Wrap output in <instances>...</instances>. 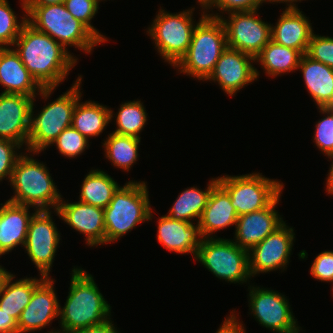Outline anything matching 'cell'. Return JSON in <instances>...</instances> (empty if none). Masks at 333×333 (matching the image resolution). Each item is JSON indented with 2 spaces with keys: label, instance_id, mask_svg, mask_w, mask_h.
Listing matches in <instances>:
<instances>
[{
  "label": "cell",
  "instance_id": "5b68a950",
  "mask_svg": "<svg viewBox=\"0 0 333 333\" xmlns=\"http://www.w3.org/2000/svg\"><path fill=\"white\" fill-rule=\"evenodd\" d=\"M147 182L130 180L120 186L104 209L105 244L120 240L153 218Z\"/></svg>",
  "mask_w": 333,
  "mask_h": 333
},
{
  "label": "cell",
  "instance_id": "277c9868",
  "mask_svg": "<svg viewBox=\"0 0 333 333\" xmlns=\"http://www.w3.org/2000/svg\"><path fill=\"white\" fill-rule=\"evenodd\" d=\"M26 152L32 153L31 155ZM22 152L13 169L10 186L14 195L9 201L37 210H55L58 208L62 195L55 185L45 163L34 159L40 152Z\"/></svg>",
  "mask_w": 333,
  "mask_h": 333
},
{
  "label": "cell",
  "instance_id": "7402d4cb",
  "mask_svg": "<svg viewBox=\"0 0 333 333\" xmlns=\"http://www.w3.org/2000/svg\"><path fill=\"white\" fill-rule=\"evenodd\" d=\"M311 24L299 8H285L275 26L271 24V40L306 54L314 33Z\"/></svg>",
  "mask_w": 333,
  "mask_h": 333
},
{
  "label": "cell",
  "instance_id": "4316f807",
  "mask_svg": "<svg viewBox=\"0 0 333 333\" xmlns=\"http://www.w3.org/2000/svg\"><path fill=\"white\" fill-rule=\"evenodd\" d=\"M45 276L25 277L14 280L11 274L6 280L0 296V309L18 321L21 312L29 304L34 289L45 279Z\"/></svg>",
  "mask_w": 333,
  "mask_h": 333
},
{
  "label": "cell",
  "instance_id": "7a4b0ae2",
  "mask_svg": "<svg viewBox=\"0 0 333 333\" xmlns=\"http://www.w3.org/2000/svg\"><path fill=\"white\" fill-rule=\"evenodd\" d=\"M70 287L64 307L59 308V330L47 333H72L99 325L110 319L111 306L99 291L94 277L80 267H73Z\"/></svg>",
  "mask_w": 333,
  "mask_h": 333
},
{
  "label": "cell",
  "instance_id": "52a82bcc",
  "mask_svg": "<svg viewBox=\"0 0 333 333\" xmlns=\"http://www.w3.org/2000/svg\"><path fill=\"white\" fill-rule=\"evenodd\" d=\"M81 84L82 76L78 75L69 90L47 105L45 104L37 115L34 114V101H36L34 98L31 107L27 151L41 153L52 145L63 130L72 126L74 108L82 97Z\"/></svg>",
  "mask_w": 333,
  "mask_h": 333
},
{
  "label": "cell",
  "instance_id": "5bb4252c",
  "mask_svg": "<svg viewBox=\"0 0 333 333\" xmlns=\"http://www.w3.org/2000/svg\"><path fill=\"white\" fill-rule=\"evenodd\" d=\"M286 221L262 242L248 252L249 273L251 278L260 273L275 270H286L289 265L293 242L294 228L286 225Z\"/></svg>",
  "mask_w": 333,
  "mask_h": 333
},
{
  "label": "cell",
  "instance_id": "e575fe53",
  "mask_svg": "<svg viewBox=\"0 0 333 333\" xmlns=\"http://www.w3.org/2000/svg\"><path fill=\"white\" fill-rule=\"evenodd\" d=\"M100 0H64L66 9L72 16L82 22L102 43L108 41V38L99 33L91 20L98 13Z\"/></svg>",
  "mask_w": 333,
  "mask_h": 333
},
{
  "label": "cell",
  "instance_id": "cb8c5ba5",
  "mask_svg": "<svg viewBox=\"0 0 333 333\" xmlns=\"http://www.w3.org/2000/svg\"><path fill=\"white\" fill-rule=\"evenodd\" d=\"M238 215L231 204L230 195L218 183L209 196L206 207L199 220V230L202 238H215V232L227 227H236Z\"/></svg>",
  "mask_w": 333,
  "mask_h": 333
},
{
  "label": "cell",
  "instance_id": "d6986e66",
  "mask_svg": "<svg viewBox=\"0 0 333 333\" xmlns=\"http://www.w3.org/2000/svg\"><path fill=\"white\" fill-rule=\"evenodd\" d=\"M0 86L4 88L2 93L31 97L40 95L45 101L56 90V88H43L24 66L19 54L11 47L0 48Z\"/></svg>",
  "mask_w": 333,
  "mask_h": 333
},
{
  "label": "cell",
  "instance_id": "6da1fadb",
  "mask_svg": "<svg viewBox=\"0 0 333 333\" xmlns=\"http://www.w3.org/2000/svg\"><path fill=\"white\" fill-rule=\"evenodd\" d=\"M13 48L43 88L58 87L77 65L78 58L74 54L28 22L23 26Z\"/></svg>",
  "mask_w": 333,
  "mask_h": 333
},
{
  "label": "cell",
  "instance_id": "d590c367",
  "mask_svg": "<svg viewBox=\"0 0 333 333\" xmlns=\"http://www.w3.org/2000/svg\"><path fill=\"white\" fill-rule=\"evenodd\" d=\"M57 147L59 153L67 158H75L89 148V139L81 135L73 126L63 130L51 146Z\"/></svg>",
  "mask_w": 333,
  "mask_h": 333
},
{
  "label": "cell",
  "instance_id": "60d3db41",
  "mask_svg": "<svg viewBox=\"0 0 333 333\" xmlns=\"http://www.w3.org/2000/svg\"><path fill=\"white\" fill-rule=\"evenodd\" d=\"M236 309L230 311V315L225 317V320L220 325L216 333H246V329L239 318V314H236ZM238 316V317H237ZM239 320V321H238Z\"/></svg>",
  "mask_w": 333,
  "mask_h": 333
},
{
  "label": "cell",
  "instance_id": "8d00e7d4",
  "mask_svg": "<svg viewBox=\"0 0 333 333\" xmlns=\"http://www.w3.org/2000/svg\"><path fill=\"white\" fill-rule=\"evenodd\" d=\"M266 2L270 3V0H204L203 5L207 15L215 18H222L223 15H225L224 13L227 14L236 11H250L259 9L260 6ZM214 8L221 12L214 13ZM209 10L212 11V13H210Z\"/></svg>",
  "mask_w": 333,
  "mask_h": 333
},
{
  "label": "cell",
  "instance_id": "b9f144b4",
  "mask_svg": "<svg viewBox=\"0 0 333 333\" xmlns=\"http://www.w3.org/2000/svg\"><path fill=\"white\" fill-rule=\"evenodd\" d=\"M72 333H119V331L110 318L99 325L82 328Z\"/></svg>",
  "mask_w": 333,
  "mask_h": 333
},
{
  "label": "cell",
  "instance_id": "ee69618b",
  "mask_svg": "<svg viewBox=\"0 0 333 333\" xmlns=\"http://www.w3.org/2000/svg\"><path fill=\"white\" fill-rule=\"evenodd\" d=\"M64 0H20L21 10L26 13L25 6H46L63 3Z\"/></svg>",
  "mask_w": 333,
  "mask_h": 333
},
{
  "label": "cell",
  "instance_id": "f6af8a7d",
  "mask_svg": "<svg viewBox=\"0 0 333 333\" xmlns=\"http://www.w3.org/2000/svg\"><path fill=\"white\" fill-rule=\"evenodd\" d=\"M329 159H332V164L331 167L329 168V173L327 174L328 176L326 177V188L325 191H327V194H330L333 196V156H331Z\"/></svg>",
  "mask_w": 333,
  "mask_h": 333
},
{
  "label": "cell",
  "instance_id": "9c48e42d",
  "mask_svg": "<svg viewBox=\"0 0 333 333\" xmlns=\"http://www.w3.org/2000/svg\"><path fill=\"white\" fill-rule=\"evenodd\" d=\"M195 259L227 283L246 284L251 280L248 251L239 248L232 239L202 238Z\"/></svg>",
  "mask_w": 333,
  "mask_h": 333
},
{
  "label": "cell",
  "instance_id": "8fae6325",
  "mask_svg": "<svg viewBox=\"0 0 333 333\" xmlns=\"http://www.w3.org/2000/svg\"><path fill=\"white\" fill-rule=\"evenodd\" d=\"M248 290L249 314H253L261 326L276 333H300L302 329L298 326L287 296L255 285H249Z\"/></svg>",
  "mask_w": 333,
  "mask_h": 333
},
{
  "label": "cell",
  "instance_id": "30bf717a",
  "mask_svg": "<svg viewBox=\"0 0 333 333\" xmlns=\"http://www.w3.org/2000/svg\"><path fill=\"white\" fill-rule=\"evenodd\" d=\"M218 183L228 192L239 216L267 207L284 188L283 182L262 173L218 176Z\"/></svg>",
  "mask_w": 333,
  "mask_h": 333
},
{
  "label": "cell",
  "instance_id": "74e56055",
  "mask_svg": "<svg viewBox=\"0 0 333 333\" xmlns=\"http://www.w3.org/2000/svg\"><path fill=\"white\" fill-rule=\"evenodd\" d=\"M306 55L333 68V37L313 33Z\"/></svg>",
  "mask_w": 333,
  "mask_h": 333
},
{
  "label": "cell",
  "instance_id": "7c38bea8",
  "mask_svg": "<svg viewBox=\"0 0 333 333\" xmlns=\"http://www.w3.org/2000/svg\"><path fill=\"white\" fill-rule=\"evenodd\" d=\"M258 10L230 12L226 14L228 17L220 18L226 29L228 47L254 58L271 40V23L263 21Z\"/></svg>",
  "mask_w": 333,
  "mask_h": 333
},
{
  "label": "cell",
  "instance_id": "8992f818",
  "mask_svg": "<svg viewBox=\"0 0 333 333\" xmlns=\"http://www.w3.org/2000/svg\"><path fill=\"white\" fill-rule=\"evenodd\" d=\"M27 22L37 31L49 35L66 47L90 53L102 42L66 9L64 3L46 6H25Z\"/></svg>",
  "mask_w": 333,
  "mask_h": 333
},
{
  "label": "cell",
  "instance_id": "7bdbcfd3",
  "mask_svg": "<svg viewBox=\"0 0 333 333\" xmlns=\"http://www.w3.org/2000/svg\"><path fill=\"white\" fill-rule=\"evenodd\" d=\"M0 333H18L17 321L0 309Z\"/></svg>",
  "mask_w": 333,
  "mask_h": 333
},
{
  "label": "cell",
  "instance_id": "ba28073f",
  "mask_svg": "<svg viewBox=\"0 0 333 333\" xmlns=\"http://www.w3.org/2000/svg\"><path fill=\"white\" fill-rule=\"evenodd\" d=\"M161 8L146 32L155 43L157 53L174 67L190 46L196 26L193 19L195 7L176 14Z\"/></svg>",
  "mask_w": 333,
  "mask_h": 333
},
{
  "label": "cell",
  "instance_id": "f546056e",
  "mask_svg": "<svg viewBox=\"0 0 333 333\" xmlns=\"http://www.w3.org/2000/svg\"><path fill=\"white\" fill-rule=\"evenodd\" d=\"M120 185L105 171L91 169L79 192V201L105 209Z\"/></svg>",
  "mask_w": 333,
  "mask_h": 333
},
{
  "label": "cell",
  "instance_id": "ffe728a7",
  "mask_svg": "<svg viewBox=\"0 0 333 333\" xmlns=\"http://www.w3.org/2000/svg\"><path fill=\"white\" fill-rule=\"evenodd\" d=\"M36 97L0 93V139L25 146L30 131L31 107Z\"/></svg>",
  "mask_w": 333,
  "mask_h": 333
},
{
  "label": "cell",
  "instance_id": "603a6c76",
  "mask_svg": "<svg viewBox=\"0 0 333 333\" xmlns=\"http://www.w3.org/2000/svg\"><path fill=\"white\" fill-rule=\"evenodd\" d=\"M30 206L7 200L0 204V257L14 248L24 247L30 220Z\"/></svg>",
  "mask_w": 333,
  "mask_h": 333
},
{
  "label": "cell",
  "instance_id": "7dc6e473",
  "mask_svg": "<svg viewBox=\"0 0 333 333\" xmlns=\"http://www.w3.org/2000/svg\"><path fill=\"white\" fill-rule=\"evenodd\" d=\"M303 0H270V3H286L285 8H298L296 2H301Z\"/></svg>",
  "mask_w": 333,
  "mask_h": 333
},
{
  "label": "cell",
  "instance_id": "f35d334b",
  "mask_svg": "<svg viewBox=\"0 0 333 333\" xmlns=\"http://www.w3.org/2000/svg\"><path fill=\"white\" fill-rule=\"evenodd\" d=\"M20 148L22 147L14 141L0 139V182L3 179L11 181L15 163L22 153Z\"/></svg>",
  "mask_w": 333,
  "mask_h": 333
},
{
  "label": "cell",
  "instance_id": "ab89813d",
  "mask_svg": "<svg viewBox=\"0 0 333 333\" xmlns=\"http://www.w3.org/2000/svg\"><path fill=\"white\" fill-rule=\"evenodd\" d=\"M309 272L316 280L333 284V251L319 253L312 262Z\"/></svg>",
  "mask_w": 333,
  "mask_h": 333
},
{
  "label": "cell",
  "instance_id": "bcb514c9",
  "mask_svg": "<svg viewBox=\"0 0 333 333\" xmlns=\"http://www.w3.org/2000/svg\"><path fill=\"white\" fill-rule=\"evenodd\" d=\"M12 273L7 271L2 265H0V296L3 290V286Z\"/></svg>",
  "mask_w": 333,
  "mask_h": 333
},
{
  "label": "cell",
  "instance_id": "4fadbf2b",
  "mask_svg": "<svg viewBox=\"0 0 333 333\" xmlns=\"http://www.w3.org/2000/svg\"><path fill=\"white\" fill-rule=\"evenodd\" d=\"M52 210H37L32 216L24 245L25 253L39 271L50 277V271L62 236L51 215ZM27 251V252H26Z\"/></svg>",
  "mask_w": 333,
  "mask_h": 333
},
{
  "label": "cell",
  "instance_id": "836d02e7",
  "mask_svg": "<svg viewBox=\"0 0 333 333\" xmlns=\"http://www.w3.org/2000/svg\"><path fill=\"white\" fill-rule=\"evenodd\" d=\"M323 118L316 122L314 132L315 146L324 156H333V107H318Z\"/></svg>",
  "mask_w": 333,
  "mask_h": 333
},
{
  "label": "cell",
  "instance_id": "3957f363",
  "mask_svg": "<svg viewBox=\"0 0 333 333\" xmlns=\"http://www.w3.org/2000/svg\"><path fill=\"white\" fill-rule=\"evenodd\" d=\"M197 3L202 8L201 17L196 22L186 54L174 68L196 81H205L228 47L227 35L222 20L207 15L202 1L197 0Z\"/></svg>",
  "mask_w": 333,
  "mask_h": 333
},
{
  "label": "cell",
  "instance_id": "4dcf8cb0",
  "mask_svg": "<svg viewBox=\"0 0 333 333\" xmlns=\"http://www.w3.org/2000/svg\"><path fill=\"white\" fill-rule=\"evenodd\" d=\"M103 141L106 159L114 167L125 170L124 172L130 171L139 157L138 149L141 139L111 132Z\"/></svg>",
  "mask_w": 333,
  "mask_h": 333
},
{
  "label": "cell",
  "instance_id": "9a60e30c",
  "mask_svg": "<svg viewBox=\"0 0 333 333\" xmlns=\"http://www.w3.org/2000/svg\"><path fill=\"white\" fill-rule=\"evenodd\" d=\"M254 62V57L227 47L205 81L217 82L226 95L236 96L245 85L258 80L260 71L252 64Z\"/></svg>",
  "mask_w": 333,
  "mask_h": 333
},
{
  "label": "cell",
  "instance_id": "44dd1931",
  "mask_svg": "<svg viewBox=\"0 0 333 333\" xmlns=\"http://www.w3.org/2000/svg\"><path fill=\"white\" fill-rule=\"evenodd\" d=\"M157 220V241L161 246L170 252L193 254L195 259L202 240L199 223L177 221L167 215Z\"/></svg>",
  "mask_w": 333,
  "mask_h": 333
},
{
  "label": "cell",
  "instance_id": "484cf974",
  "mask_svg": "<svg viewBox=\"0 0 333 333\" xmlns=\"http://www.w3.org/2000/svg\"><path fill=\"white\" fill-rule=\"evenodd\" d=\"M217 184L218 179L212 178L205 191L197 186L187 187L178 195L166 215L177 221L193 223L195 220L199 223L212 189Z\"/></svg>",
  "mask_w": 333,
  "mask_h": 333
},
{
  "label": "cell",
  "instance_id": "d6a6232c",
  "mask_svg": "<svg viewBox=\"0 0 333 333\" xmlns=\"http://www.w3.org/2000/svg\"><path fill=\"white\" fill-rule=\"evenodd\" d=\"M8 0H0V48L12 47L27 23V13L18 20Z\"/></svg>",
  "mask_w": 333,
  "mask_h": 333
},
{
  "label": "cell",
  "instance_id": "e0dca14e",
  "mask_svg": "<svg viewBox=\"0 0 333 333\" xmlns=\"http://www.w3.org/2000/svg\"><path fill=\"white\" fill-rule=\"evenodd\" d=\"M53 212L72 229L83 234L87 246L105 244L104 209L80 201L65 202L62 198Z\"/></svg>",
  "mask_w": 333,
  "mask_h": 333
},
{
  "label": "cell",
  "instance_id": "f1b7e54d",
  "mask_svg": "<svg viewBox=\"0 0 333 333\" xmlns=\"http://www.w3.org/2000/svg\"><path fill=\"white\" fill-rule=\"evenodd\" d=\"M303 54L296 49L277 44L270 40L255 58L268 77L282 76V74L297 71Z\"/></svg>",
  "mask_w": 333,
  "mask_h": 333
},
{
  "label": "cell",
  "instance_id": "83f0119b",
  "mask_svg": "<svg viewBox=\"0 0 333 333\" xmlns=\"http://www.w3.org/2000/svg\"><path fill=\"white\" fill-rule=\"evenodd\" d=\"M111 108L96 101L78 100L72 118V126L87 139L98 137L111 122Z\"/></svg>",
  "mask_w": 333,
  "mask_h": 333
},
{
  "label": "cell",
  "instance_id": "d4e9b609",
  "mask_svg": "<svg viewBox=\"0 0 333 333\" xmlns=\"http://www.w3.org/2000/svg\"><path fill=\"white\" fill-rule=\"evenodd\" d=\"M298 70L317 107H333V68L303 54Z\"/></svg>",
  "mask_w": 333,
  "mask_h": 333
},
{
  "label": "cell",
  "instance_id": "ac0fdd59",
  "mask_svg": "<svg viewBox=\"0 0 333 333\" xmlns=\"http://www.w3.org/2000/svg\"><path fill=\"white\" fill-rule=\"evenodd\" d=\"M281 194L267 207L238 217L232 241L239 248L249 252L285 222L276 210Z\"/></svg>",
  "mask_w": 333,
  "mask_h": 333
},
{
  "label": "cell",
  "instance_id": "2e32d148",
  "mask_svg": "<svg viewBox=\"0 0 333 333\" xmlns=\"http://www.w3.org/2000/svg\"><path fill=\"white\" fill-rule=\"evenodd\" d=\"M52 277H46L33 291L31 300L17 321L18 333L38 332L59 318L60 302Z\"/></svg>",
  "mask_w": 333,
  "mask_h": 333
},
{
  "label": "cell",
  "instance_id": "1f68e13d",
  "mask_svg": "<svg viewBox=\"0 0 333 333\" xmlns=\"http://www.w3.org/2000/svg\"><path fill=\"white\" fill-rule=\"evenodd\" d=\"M118 109L116 114L111 109V121L116 115V129L113 132L141 139L140 132L144 130V126L148 121V113L141 100L126 101L120 104Z\"/></svg>",
  "mask_w": 333,
  "mask_h": 333
}]
</instances>
